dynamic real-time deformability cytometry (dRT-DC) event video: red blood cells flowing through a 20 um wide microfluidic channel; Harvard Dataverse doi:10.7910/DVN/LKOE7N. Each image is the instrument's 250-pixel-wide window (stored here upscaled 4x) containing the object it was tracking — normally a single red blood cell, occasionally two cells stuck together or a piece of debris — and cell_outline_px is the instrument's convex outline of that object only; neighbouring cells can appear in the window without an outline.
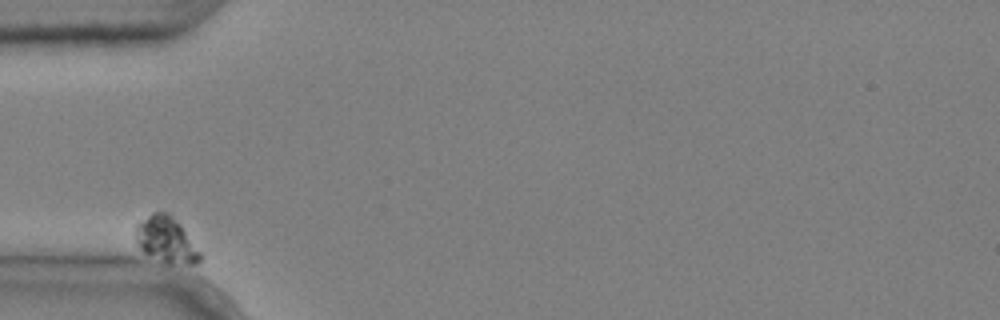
{"species": "common noctule bat (a hibernating species)", "species_latin": "Nyctalus noctula", "temperature_condition": "cold", "stored_images_in_passage": 4, "camera_frame_rate_fps": 3000, "um_per_image_px": 0.085, "animal": {"sex": "male", "body_mass_g": 20.4}, "frame": {"image": 1, "passage_image": 1, "time_ms": 0.0, "image_size_px": [1000, 320], "cell_outline_px": [[200, 260], [196, 264], [188, 264], [164, 260], [144, 252], [140, 248], [136, 240], [136, 224], [152, 212], [168, 212], [180, 224], [200, 252]], "centroid_in_image_um": [14.11, 20.33], "position_along_channel_um": 70.9, "area_um2": 16.53}}